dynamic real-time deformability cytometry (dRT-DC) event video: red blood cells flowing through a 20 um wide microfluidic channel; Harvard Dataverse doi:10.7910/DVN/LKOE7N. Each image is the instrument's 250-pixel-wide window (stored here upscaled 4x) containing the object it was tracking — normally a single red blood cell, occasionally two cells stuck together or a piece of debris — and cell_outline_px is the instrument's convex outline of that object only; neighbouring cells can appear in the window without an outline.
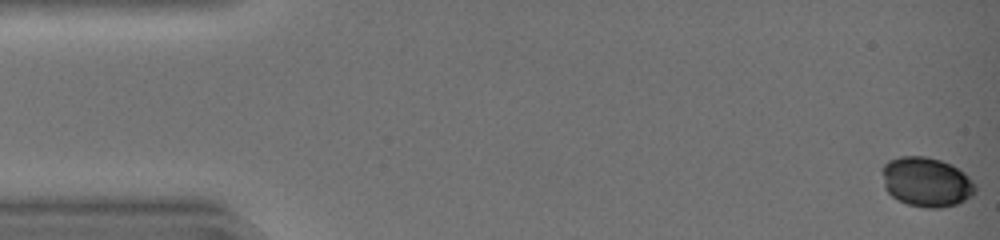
{"species": "common noctule bat (a hibernating species)", "species_latin": "Nyctalus noctula", "temperature_condition": "warm", "stored_images_in_passage": 31, "camera_frame_rate_fps": 3000, "um_per_image_px": 0.085, "animal": {"sex": "female", "body_mass_g": 19.0, "forearm_length_mm": 51.5}, "frame": {"image": 1, "passage_image": 1, "time_ms": 0.0, "image_size_px": [1000, 240], "cell_outline_px": [[976, 192], [972, 196], [956, 204], [940, 208], [924, 208], [908, 204], [892, 196], [884, 188], [884, 164], [888, 160], [900, 156], [924, 156], [940, 160], [952, 164], [964, 172], [976, 184]], "centroid_in_image_um": [78.78, 15.47], "position_along_channel_um": 6.2, "area_um2": 26.88}}
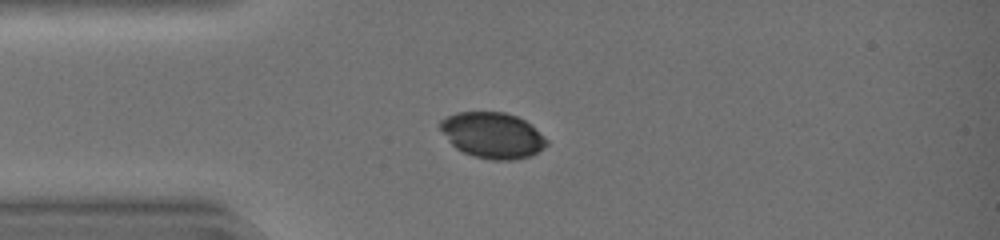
{"frame": {"image": 2, "passage_image": 12, "time_ms": 3.667, "image_size_px": [1000, 240], "cell_outline_px": [[548, 144], [544, 148], [528, 156], [512, 160], [492, 160], [472, 156], [456, 148], [448, 140], [440, 128], [440, 120], [444, 116], [456, 112], [504, 112], [516, 116], [532, 124], [548, 140]], "centroid_in_image_um": [41.86, 11.49], "position_along_channel_um": 43.1, "area_um2": 28.5}}
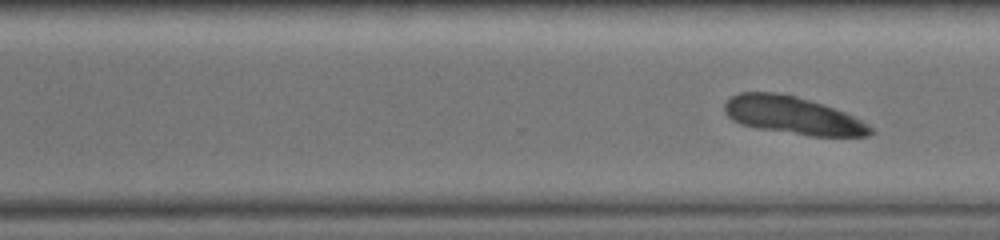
{"frame": {"image": 3, "passage_image": 31, "time_ms": 10.0, "image_size_px": [1000, 240], "cell_outline_px": [[876, 132], [868, 136], [812, 136], [760, 128], [740, 124], [732, 120], [724, 112], [724, 104], [732, 96], [740, 92], [776, 92], [796, 96], [824, 104], [844, 112], [868, 124]], "centroid_in_image_um": [67.39, 9.8], "position_along_channel_um": 303.2, "area_um2": 31.91}}